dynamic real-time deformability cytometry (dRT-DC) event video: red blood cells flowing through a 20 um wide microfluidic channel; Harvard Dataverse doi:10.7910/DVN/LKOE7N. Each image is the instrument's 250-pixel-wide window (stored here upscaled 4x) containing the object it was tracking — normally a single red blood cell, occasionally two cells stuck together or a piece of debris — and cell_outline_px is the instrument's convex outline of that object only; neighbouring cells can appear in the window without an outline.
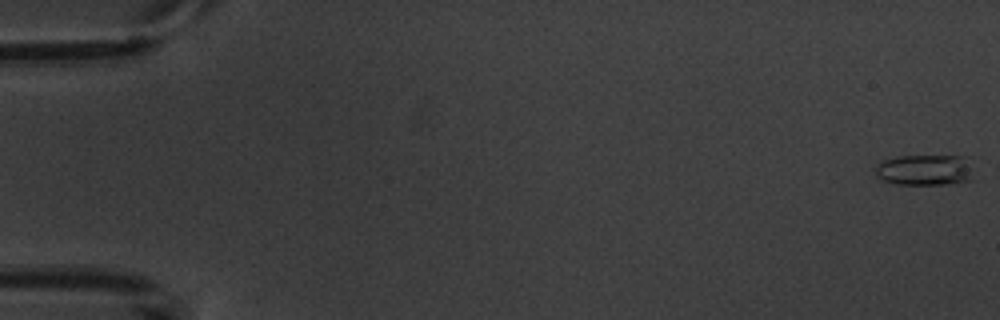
{"species": "common noctule bat (a hibernating species)", "species_latin": "Nyctalus noctula", "temperature_condition": "warm", "stored_images_in_passage": 7, "camera_frame_rate_fps": 3000, "um_per_image_px": 0.085, "animal": {"sex": "male", "body_mass_g": 20.1, "forearm_length_mm": 53.5}, "frame": {"image": 1, "passage_image": 1, "time_ms": 0.0, "image_size_px": [1000, 320], "cell_outline_px": [[976, 180], [948, 184], [896, 184], [880, 180], [876, 176], [876, 164], [884, 160], [900, 156], [968, 156]], "centroid_in_image_um": [78.68, 14.45], "position_along_channel_um": 6.3, "area_um2": 18.15}}
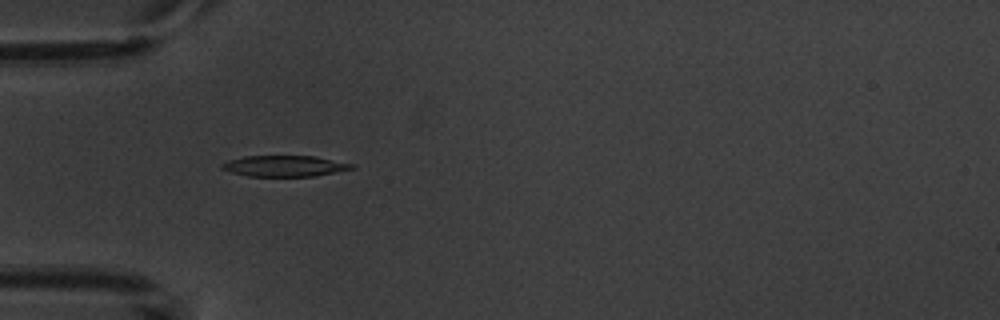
{"frame": {"image": 2, "passage_image": 6, "time_ms": 5.667, "image_size_px": [1000, 320], "cell_outline_px": [[356, 168], [312, 176], [248, 176], [232, 172], [220, 168], [220, 164], [228, 160], [244, 156], [316, 156], [356, 164]], "centroid_in_image_um": [24.2, 14.1], "position_along_channel_um": 60.8, "area_um2": 15.9}}
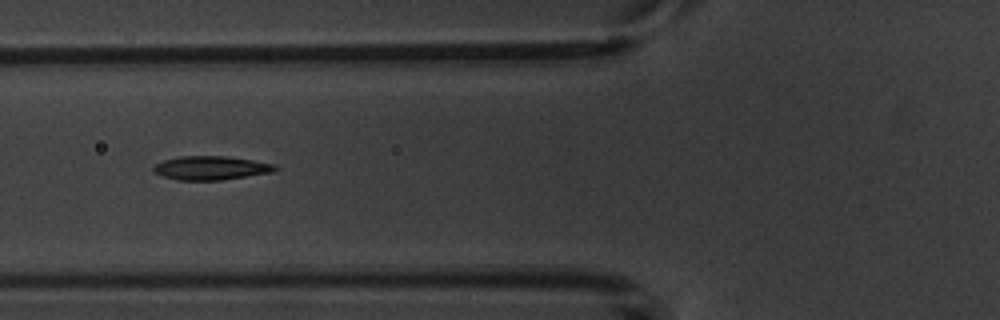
{"frame": {"image": 3, "passage_image": 7, "time_ms": 7.0, "image_size_px": [1000, 320], "cell_outline_px": [[280, 168], [272, 172], [220, 180], [176, 180], [152, 172], [152, 168], [156, 164], [164, 160], [180, 156], [224, 156], [252, 160], [276, 164]], "centroid_in_image_um": [17.93, 14.27], "position_along_channel_um": 107.9, "area_um2": 16.82}}